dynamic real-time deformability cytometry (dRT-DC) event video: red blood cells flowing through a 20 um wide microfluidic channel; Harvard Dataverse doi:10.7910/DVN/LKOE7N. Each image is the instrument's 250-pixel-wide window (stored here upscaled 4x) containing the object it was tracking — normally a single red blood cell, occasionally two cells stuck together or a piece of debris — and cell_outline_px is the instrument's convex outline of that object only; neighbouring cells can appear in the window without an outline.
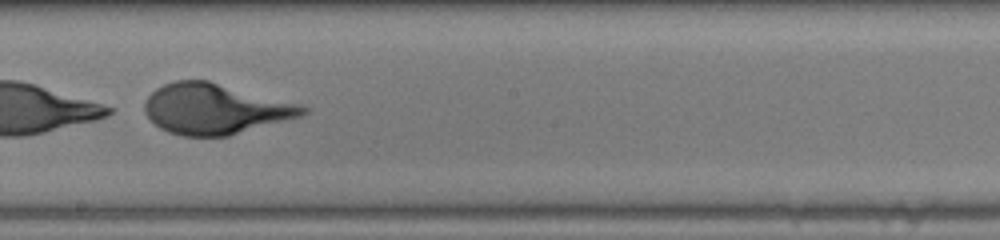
{"species": "human", "species_latin": "Homo sapiens", "temperature_condition": "room temperature", "stored_images_in_passage": 47, "camera_frame_rate_fps": 3000, "um_per_image_px": 0.085, "donor": {"sex": "male"}, "frame": {"image": 1, "passage_image": 30, "time_ms": 9.667, "image_size_px": [1000, 240], "cell_outline_px": [[308, 112], [300, 116], [228, 136], [184, 136], [168, 132], [160, 128], [144, 112], [144, 104], [148, 96], [156, 88], [164, 84], [176, 80], [208, 80], [300, 104], [308, 108]], "centroid_in_image_um": [18.26, 9.25], "position_along_channel_um": 229.9, "area_um2": 46.18}}
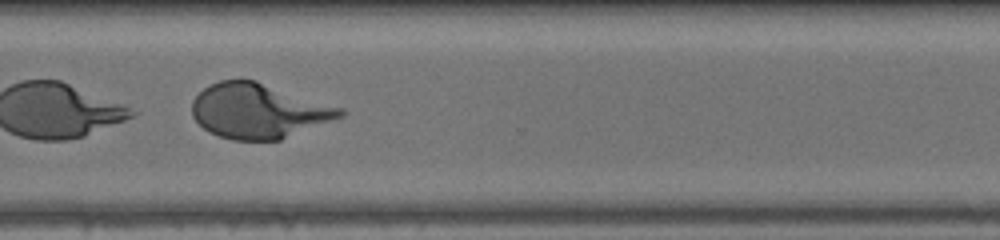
{"frame": {"image": 2, "passage_image": 38, "time_ms": 12.333, "image_size_px": [1000, 240], "cell_outline_px": [[348, 112], [344, 116], [280, 140], [232, 140], [208, 132], [192, 116], [192, 100], [204, 88], [220, 80], [256, 80], [344, 108]], "centroid_in_image_um": [22.0, 9.43], "position_along_channel_um": 348.6, "area_um2": 47.34}}